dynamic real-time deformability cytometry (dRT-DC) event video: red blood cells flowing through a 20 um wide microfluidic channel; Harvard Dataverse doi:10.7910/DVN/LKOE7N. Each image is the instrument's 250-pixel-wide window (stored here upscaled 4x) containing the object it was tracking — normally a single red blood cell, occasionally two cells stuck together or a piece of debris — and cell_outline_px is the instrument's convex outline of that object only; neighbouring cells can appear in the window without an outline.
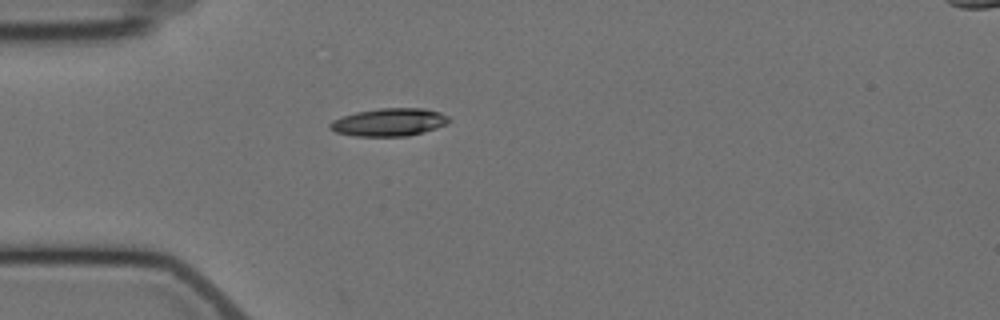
{"species": "Egyptian fruit bat (a non-hibernating species)", "species_latin": "Rousettus aegyptiacus", "temperature_condition": "cold", "stored_images_in_passage": 6, "camera_frame_rate_fps": 3000, "um_per_image_px": 0.085, "animal": {"sex": "female"}, "frame": {"image": 1, "passage_image": 6, "time_ms": 6.667, "image_size_px": [1000, 320], "cell_outline_px": [[452, 120], [448, 124], [424, 132], [408, 136], [356, 136], [336, 132], [328, 128], [328, 124], [332, 120], [356, 112], [380, 108], [424, 108], [440, 112], [448, 116]], "centroid_in_image_um": [33.11, 10.38], "position_along_channel_um": 51.9, "area_um2": 19.42}}